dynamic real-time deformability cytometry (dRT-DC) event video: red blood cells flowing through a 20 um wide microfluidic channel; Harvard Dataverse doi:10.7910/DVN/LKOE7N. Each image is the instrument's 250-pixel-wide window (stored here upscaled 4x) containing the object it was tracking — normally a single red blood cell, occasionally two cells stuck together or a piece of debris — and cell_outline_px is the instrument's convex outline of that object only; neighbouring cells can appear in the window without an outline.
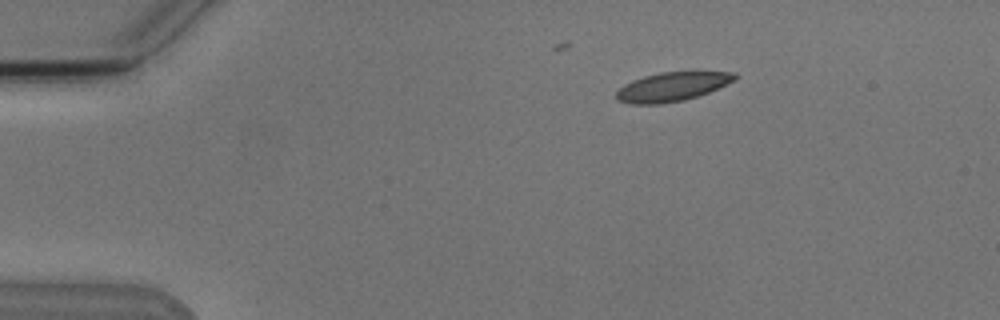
{"species": "Egyptian fruit bat (a non-hibernating species)", "species_latin": "Rousettus aegyptiacus", "temperature_condition": "cold", "stored_images_in_passage": 3, "camera_frame_rate_fps": 3000, "um_per_image_px": 0.085, "animal": {"sex": "male"}, "frame": {"image": 1, "passage_image": 1, "time_ms": 0.0, "image_size_px": [1000, 320], "cell_outline_px": [[740, 76], [736, 80], [708, 92], [684, 100], [660, 104], [628, 104], [616, 100], [616, 92], [624, 84], [632, 80], [644, 76], [660, 72], [736, 72]], "centroid_in_image_um": [57.12, 7.37], "position_along_channel_um": 27.9, "area_um2": 20.06}}